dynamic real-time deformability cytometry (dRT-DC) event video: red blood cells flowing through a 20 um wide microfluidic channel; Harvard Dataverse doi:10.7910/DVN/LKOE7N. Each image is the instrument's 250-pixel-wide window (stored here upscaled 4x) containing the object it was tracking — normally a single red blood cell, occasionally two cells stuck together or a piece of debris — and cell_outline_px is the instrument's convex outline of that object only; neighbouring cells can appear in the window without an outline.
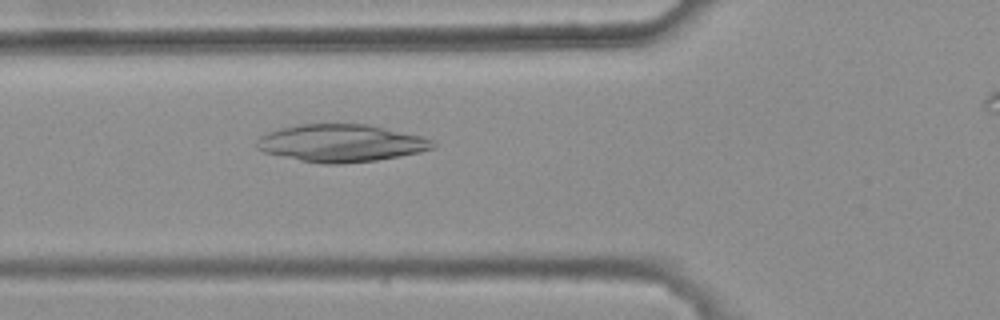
{"species": "common noctule bat (a hibernating species)", "species_latin": "Nyctalus noctula", "temperature_condition": "warm", "stored_images_in_passage": 7, "camera_frame_rate_fps": 3000, "um_per_image_px": 0.085, "animal": {"sex": "female", "body_mass_g": 25.1}, "frame": {"image": 1, "passage_image": 6, "time_ms": 1.667, "image_size_px": [1000, 320], "cell_outline_px": [[436, 144], [432, 148], [420, 152], [376, 160], [340, 164], [324, 164], [300, 160], [264, 152], [256, 148], [256, 140], [260, 136], [268, 132], [280, 128], [296, 124], [368, 124], [424, 136], [432, 140]], "centroid_in_image_um": [28.98, 12.15], "position_along_channel_um": 96.8, "area_um2": 38.49}}